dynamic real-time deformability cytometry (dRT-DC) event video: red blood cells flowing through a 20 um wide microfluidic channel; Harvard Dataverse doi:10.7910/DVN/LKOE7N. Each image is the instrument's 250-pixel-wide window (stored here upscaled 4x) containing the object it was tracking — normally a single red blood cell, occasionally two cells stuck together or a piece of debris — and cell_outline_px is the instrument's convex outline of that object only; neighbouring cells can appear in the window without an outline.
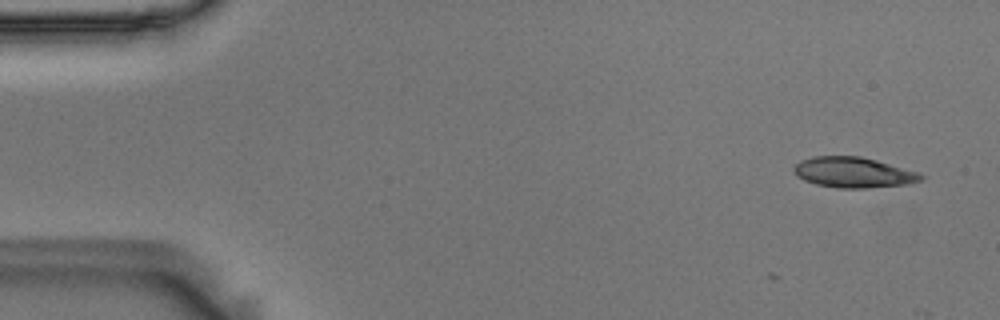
{"species": "Egyptian fruit bat (a non-hibernating species)", "species_latin": "Rousettus aegyptiacus", "temperature_condition": "room temperature", "stored_images_in_passage": 5, "camera_frame_rate_fps": 3000, "um_per_image_px": 0.085, "animal": {"sex": "male"}, "frame": {"image": 1, "passage_image": 1, "time_ms": 0.0, "image_size_px": [1000, 320], "cell_outline_px": [[924, 176], [920, 180], [908, 184], [868, 188], [840, 188], [816, 184], [804, 180], [796, 176], [792, 168], [800, 160], [812, 156], [860, 156], [876, 160], [920, 172]], "centroid_in_image_um": [72.53, 14.65], "position_along_channel_um": 12.5, "area_um2": 22.66}}